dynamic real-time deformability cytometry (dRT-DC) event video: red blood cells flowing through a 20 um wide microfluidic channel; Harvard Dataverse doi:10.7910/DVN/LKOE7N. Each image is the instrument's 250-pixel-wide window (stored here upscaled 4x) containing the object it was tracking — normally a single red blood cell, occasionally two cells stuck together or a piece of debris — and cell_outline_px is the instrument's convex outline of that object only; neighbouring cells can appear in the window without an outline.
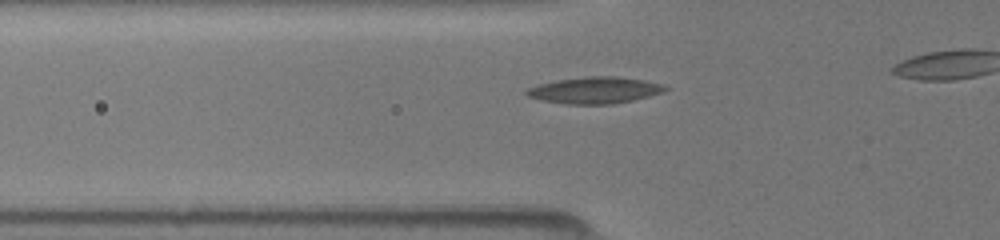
{"species": "common noctule bat (a hibernating species)", "species_latin": "Nyctalus noctula", "temperature_condition": "room temperature", "stored_images_in_passage": 34, "camera_frame_rate_fps": 3000, "um_per_image_px": 0.085, "animal": {"sex": "female", "body_mass_g": 19.5, "forearm_length_mm": 54.1}, "frame": {"image": 1, "passage_image": 11, "time_ms": 3.333, "image_size_px": [1000, 240], "cell_outline_px": [[668, 88], [664, 92], [632, 100], [612, 104], [564, 104], [540, 100], [528, 96], [524, 92], [528, 88], [540, 84], [556, 80], [588, 76], [616, 76], [644, 80], [664, 84]], "centroid_in_image_um": [50.56, 7.67], "position_along_channel_um": 75.2, "area_um2": 21.44}}
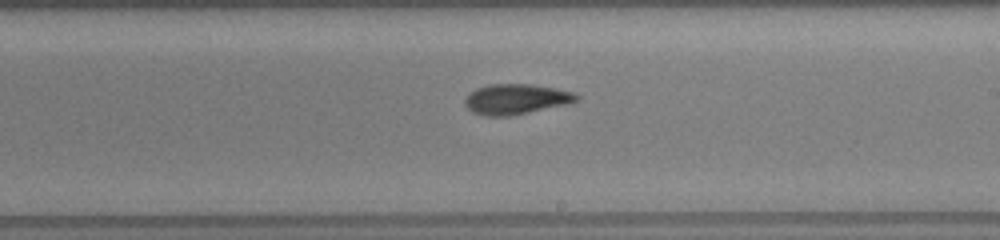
{"frame": {"image": 2, "passage_image": 23, "time_ms": 7.333, "image_size_px": [1000, 240], "cell_outline_px": [[580, 96], [576, 100], [568, 104], [508, 116], [484, 116], [472, 112], [464, 104], [464, 100], [476, 88], [488, 84], [532, 84], [556, 88], [572, 92]], "centroid_in_image_um": [43.85, 8.42], "position_along_channel_um": 245.2, "area_um2": 19.59}}
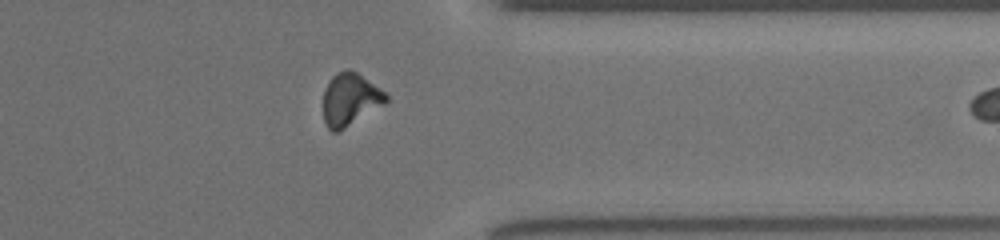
{"frame": {"image": 3, "passage_image": 33, "time_ms": 10.667, "image_size_px": [1000, 240], "cell_outline_px": [[388, 100], [384, 104], [340, 132], [332, 132], [328, 128], [324, 120], [324, 88], [328, 80], [336, 72], [348, 68], [356, 72], [384, 92], [388, 96]], "centroid_in_image_um": [29.73, 8.46], "position_along_channel_um": 381.7, "area_um2": 19.19}}